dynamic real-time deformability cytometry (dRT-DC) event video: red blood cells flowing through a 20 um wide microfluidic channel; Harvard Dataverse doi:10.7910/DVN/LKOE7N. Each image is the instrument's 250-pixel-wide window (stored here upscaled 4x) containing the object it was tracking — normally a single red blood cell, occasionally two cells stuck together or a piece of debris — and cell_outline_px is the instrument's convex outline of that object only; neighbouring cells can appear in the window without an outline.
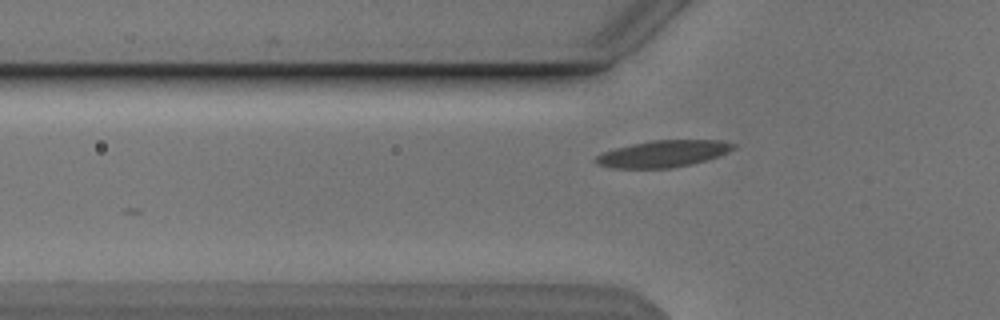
{"species": "Egyptian fruit bat (a non-hibernating species)", "species_latin": "Rousettus aegyptiacus", "temperature_condition": "cold", "stored_images_in_passage": 37, "camera_frame_rate_fps": 3000, "um_per_image_px": 0.085, "animal": {"sex": "male"}, "frame": {"image": 1, "passage_image": 4, "time_ms": 1.0, "image_size_px": [1000, 320], "cell_outline_px": [[736, 144], [728, 152], [692, 164], [672, 168], [612, 168], [596, 164], [592, 160], [600, 152], [632, 144], [652, 140], [716, 140]], "centroid_in_image_um": [56.27, 13.07], "position_along_channel_um": 69.5, "area_um2": 21.33}}
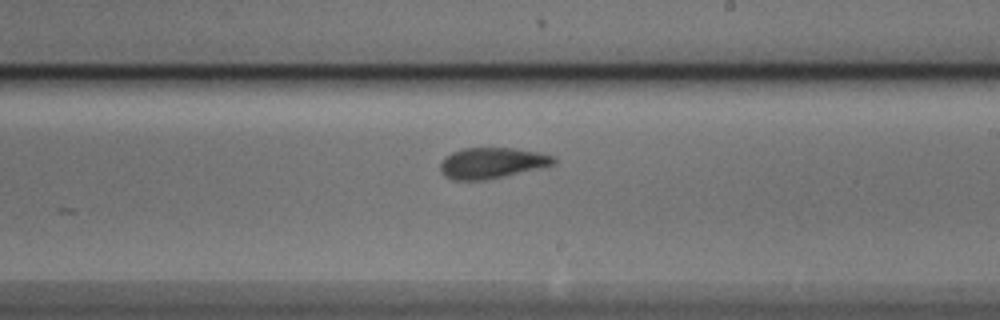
{"frame": {"image": 2, "passage_image": 18, "time_ms": 5.667, "image_size_px": [1000, 320], "cell_outline_px": [[556, 164], [540, 168], [504, 176], [484, 180], [452, 180], [444, 176], [440, 172], [440, 164], [444, 156], [452, 152], [464, 148], [512, 148], [540, 152], [556, 156]], "centroid_in_image_um": [41.81, 13.85], "position_along_channel_um": 247.2, "area_um2": 20.58}}
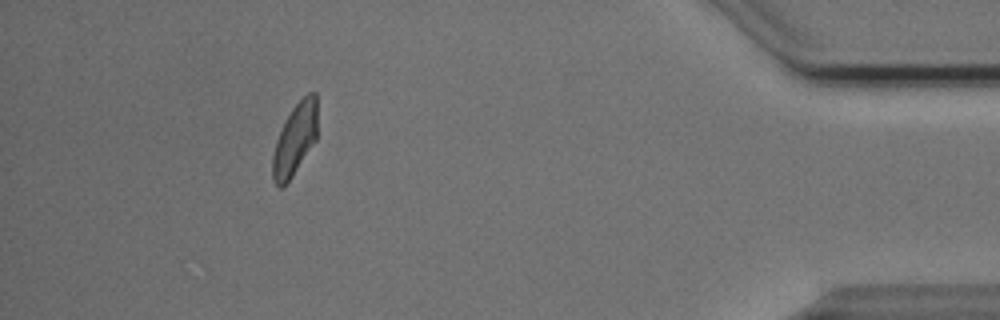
{"frame": {"image": 3, "passage_image": 35, "time_ms": 11.333, "image_size_px": [1000, 320], "cell_outline_px": [[316, 140], [288, 180], [280, 188], [276, 184], [272, 176], [272, 156], [276, 140], [284, 120], [292, 108], [308, 92], [316, 92]], "centroid_in_image_um": [25.05, 11.8], "position_along_channel_um": 410.2, "area_um2": 18.32}}